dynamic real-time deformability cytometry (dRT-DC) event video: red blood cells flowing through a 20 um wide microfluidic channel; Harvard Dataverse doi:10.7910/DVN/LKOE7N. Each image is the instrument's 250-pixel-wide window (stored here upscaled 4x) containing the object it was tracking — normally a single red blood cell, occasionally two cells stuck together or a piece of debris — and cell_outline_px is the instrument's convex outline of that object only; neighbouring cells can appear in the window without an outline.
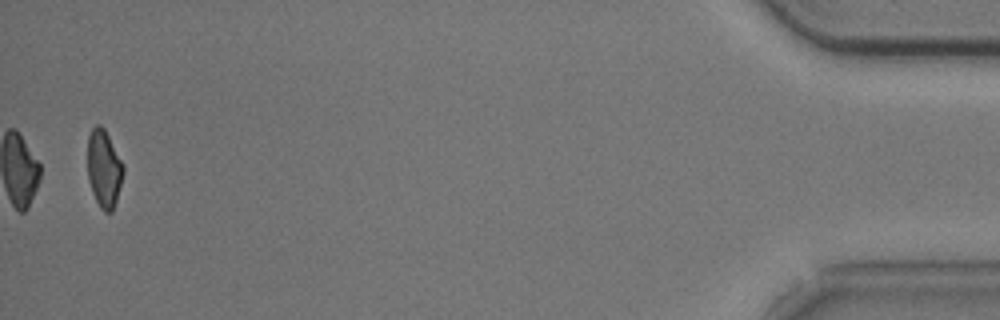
{"species": "common noctule bat (a hibernating species)", "species_latin": "Nyctalus noctula", "temperature_condition": "cold", "stored_images_in_passage": 38, "camera_frame_rate_fps": 3000, "um_per_image_px": 0.085, "animal": {"sex": "male", "body_mass_g": 20.5, "forearm_length_mm": 52.5}, "frame": {"image": 1, "passage_image": 38, "time_ms": 12.333, "image_size_px": [1000, 320], "cell_outline_px": [[124, 172], [116, 200], [112, 212], [104, 212], [100, 208], [92, 192], [88, 180], [88, 136], [92, 128], [96, 124], [100, 124], [104, 128], [124, 164]], "centroid_in_image_um": [8.84, 14.32], "position_along_channel_um": 426.4, "area_um2": 16.18}, "authors_computed_cell_mechanics": {"area_um2": 17.918, "velocity_mm_per_s": 3.7329, "shape_relaxation_time_tau1_ms": 2.5212, "shape_relaxation_time_tau2_ms": 2.3177, "deformation_change_tau1": 0.0964, "deformation_change_tau2": 0.0788}}